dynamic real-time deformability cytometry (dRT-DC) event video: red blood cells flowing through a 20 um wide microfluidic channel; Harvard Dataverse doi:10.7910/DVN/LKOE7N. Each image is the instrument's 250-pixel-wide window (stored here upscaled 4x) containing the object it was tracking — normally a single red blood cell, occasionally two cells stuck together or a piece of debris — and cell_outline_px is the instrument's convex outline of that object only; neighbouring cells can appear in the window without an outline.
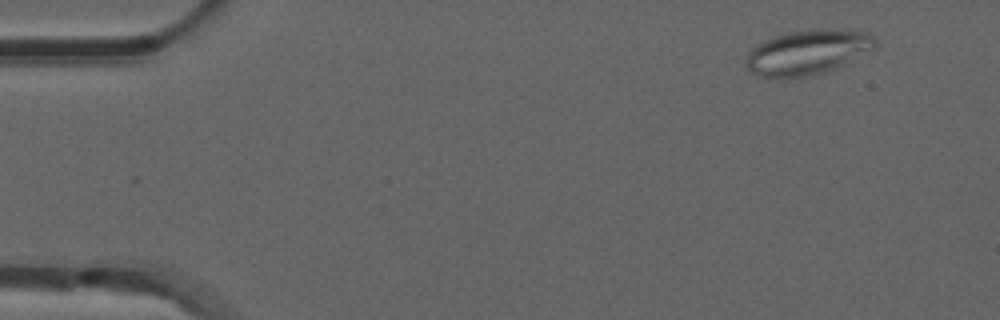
{"species": "common noctule bat (a hibernating species)", "species_latin": "Nyctalus noctula", "temperature_condition": "room temperature", "stored_images_in_passage": 2, "camera_frame_rate_fps": 3000, "um_per_image_px": 0.085, "animal": {"sex": "male", "forearm_length_mm": 52.5}, "frame": {"image": 1, "passage_image": 1, "time_ms": 0.0, "image_size_px": [1000, 320], "cell_outline_px": [[876, 44], [844, 64], [836, 68], [824, 72], [808, 76], [776, 80], [760, 76], [748, 72], [744, 60], [748, 52], [756, 44], [772, 36], [788, 32], [812, 28], [832, 28], [868, 32], [876, 40]], "centroid_in_image_um": [68.53, 4.45], "position_along_channel_um": 16.5, "area_um2": 34.22}}